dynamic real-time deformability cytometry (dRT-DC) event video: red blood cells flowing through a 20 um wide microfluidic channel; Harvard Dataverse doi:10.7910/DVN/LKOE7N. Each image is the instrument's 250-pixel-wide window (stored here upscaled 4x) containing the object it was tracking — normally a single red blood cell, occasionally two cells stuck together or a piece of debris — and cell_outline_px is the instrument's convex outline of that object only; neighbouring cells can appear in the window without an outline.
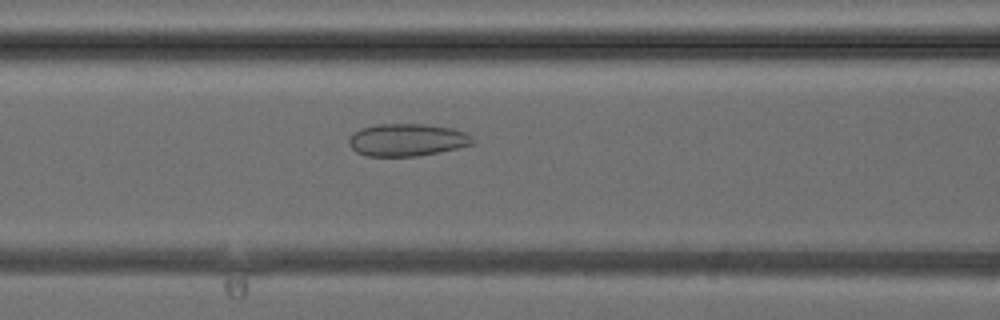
{"species": "common noctule bat (a hibernating species)", "species_latin": "Nyctalus noctula", "temperature_condition": "cold", "stored_images_in_passage": 31, "camera_frame_rate_fps": 3000, "um_per_image_px": 0.085, "animal": {"sex": "female", "body_mass_g": 24.6, "forearm_length_mm": 56.2}, "frame": {"image": 1, "passage_image": 6, "time_ms": 1.667, "image_size_px": [1000, 320], "cell_outline_px": [[476, 144], [440, 152], [416, 156], [364, 156], [356, 152], [348, 144], [348, 136], [360, 128], [376, 124], [428, 124], [452, 128], [464, 132], [472, 136], [476, 140]], "centroid_in_image_um": [34.61, 11.89], "position_along_channel_um": 132.0, "area_um2": 23.81}}
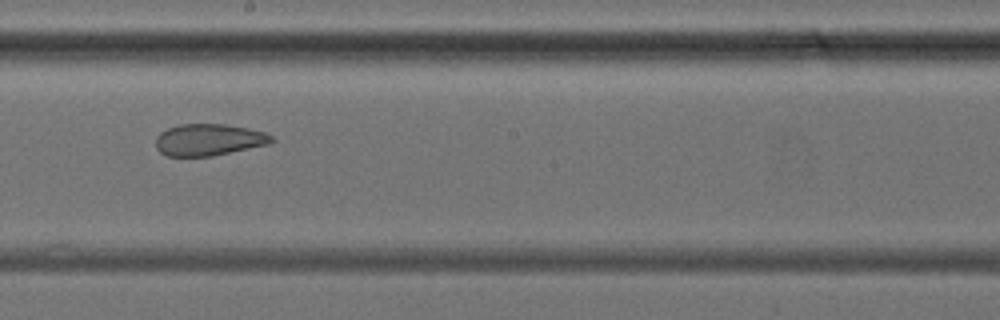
{"frame": {"image": 2, "passage_image": 12, "time_ms": 3.667, "image_size_px": [1000, 320], "cell_outline_px": [[276, 140], [268, 144], [212, 156], [168, 156], [160, 152], [156, 148], [156, 136], [160, 132], [168, 128], [180, 124], [224, 124], [248, 128], [264, 132], [272, 136]], "centroid_in_image_um": [17.73, 11.88], "position_along_channel_um": 230.5, "area_um2": 21.39}}
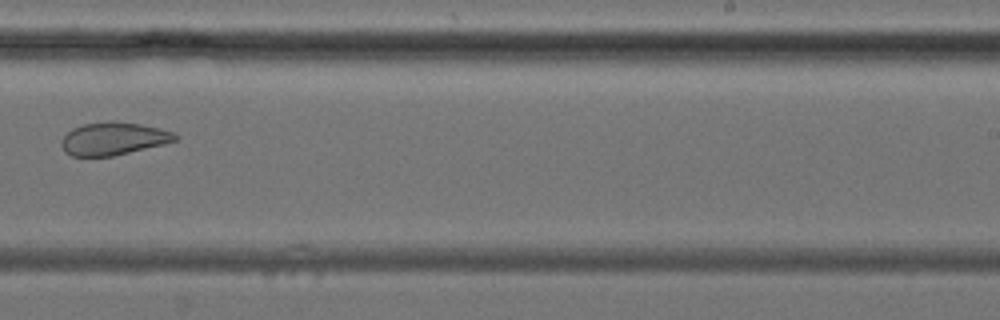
{"frame": {"image": 3, "passage_image": 15, "time_ms": 4.667, "image_size_px": [1000, 320], "cell_outline_px": [[180, 136], [176, 140], [164, 144], [112, 156], [72, 156], [64, 152], [60, 144], [60, 140], [72, 128], [84, 124], [112, 120], [140, 124], [172, 132]], "centroid_in_image_um": [9.6, 11.78], "position_along_channel_um": 279.4, "area_um2": 21.68}}